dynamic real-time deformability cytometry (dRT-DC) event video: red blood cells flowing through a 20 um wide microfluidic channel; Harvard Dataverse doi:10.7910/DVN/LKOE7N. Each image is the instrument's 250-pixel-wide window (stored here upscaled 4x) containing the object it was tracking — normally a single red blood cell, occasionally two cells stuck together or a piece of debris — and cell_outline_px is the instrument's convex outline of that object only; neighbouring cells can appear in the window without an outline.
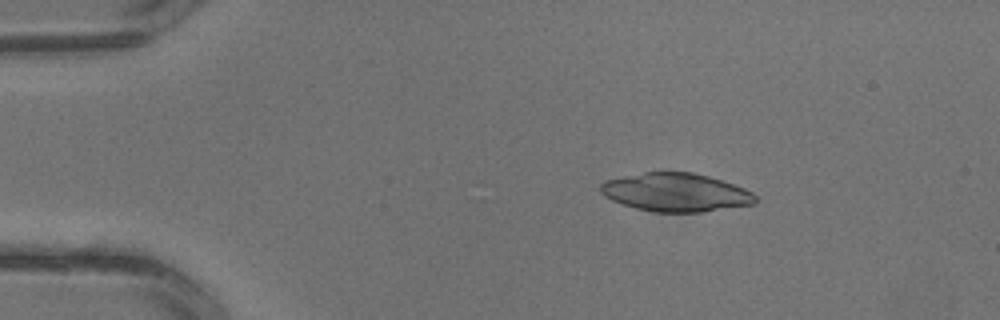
{"species": "common noctule bat (a hibernating species)", "species_latin": "Nyctalus noctula", "temperature_condition": "warm", "stored_images_in_passage": 3, "camera_frame_rate_fps": 3000, "um_per_image_px": 0.085, "animal": {"sex": "male", "body_mass_g": 13.3}, "frame": {"image": 1, "passage_image": 2, "time_ms": 0.333, "image_size_px": [1000, 320], "cell_outline_px": [[756, 204], [700, 212], [656, 212], [636, 208], [620, 204], [604, 196], [600, 192], [600, 184], [604, 180], [644, 172], [692, 172], [708, 176], [744, 188], [752, 192], [756, 196]], "centroid_in_image_um": [57.42, 16.35], "position_along_channel_um": 27.6, "area_um2": 34.62}}